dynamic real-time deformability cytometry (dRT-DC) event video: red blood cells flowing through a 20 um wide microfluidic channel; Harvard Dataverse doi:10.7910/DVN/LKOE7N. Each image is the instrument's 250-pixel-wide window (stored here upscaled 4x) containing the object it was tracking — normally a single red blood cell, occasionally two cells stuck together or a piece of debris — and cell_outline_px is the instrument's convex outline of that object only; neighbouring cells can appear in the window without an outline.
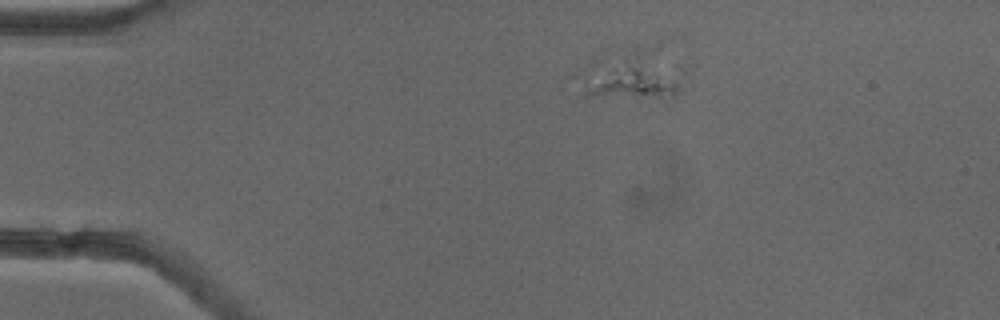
{"species": "common noctule bat (a hibernating species)", "species_latin": "Nyctalus noctula", "temperature_condition": "cold", "stored_images_in_passage": 45, "camera_frame_rate_fps": 3000, "um_per_image_px": 0.085, "animal": {"sex": "female"}, "frame": {"image": 1, "passage_image": 1, "time_ms": 0.0, "image_size_px": [1000, 320], "cell_outline_px": [[684, 88], [672, 100], [588, 96], [580, 80], [580, 76], [656, 40], [660, 40]], "centroid_in_image_um": [54.04, 6.46], "position_along_channel_um": 31.0, "area_um2": 28.61}}
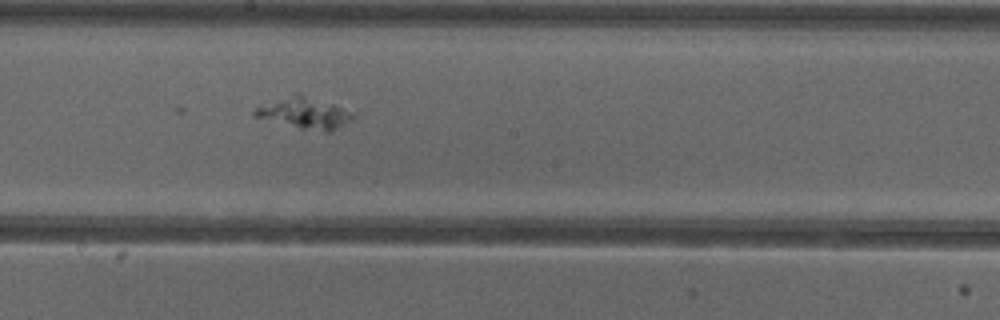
{"frame": {"image": 2, "passage_image": 21, "time_ms": 6.667, "image_size_px": [1000, 320], "cell_outline_px": [[356, 116], [352, 120], [328, 132], [300, 128], [252, 116], [252, 112], [256, 108], [296, 92], [300, 92], [356, 112]], "centroid_in_image_um": [25.94, 9.59], "position_along_channel_um": 222.3, "area_um2": 17.86}}
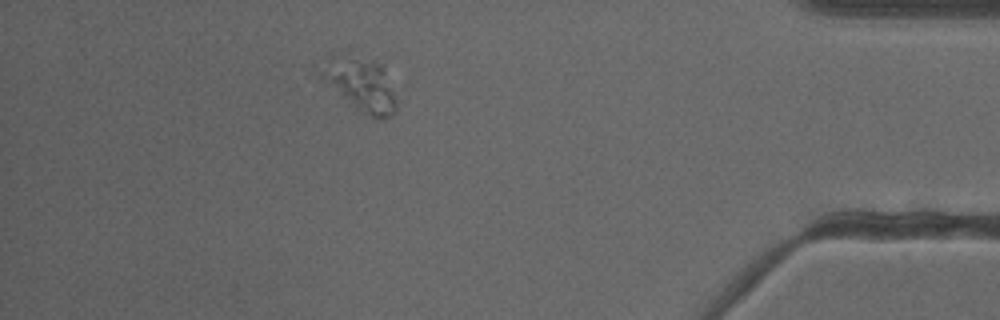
{"frame": {"image": 3, "passage_image": 39, "time_ms": 12.667, "image_size_px": [1000, 320], "cell_outline_px": [[396, 112], [392, 116], [380, 120], [356, 108], [320, 76], [328, 52], [348, 48], [376, 60], [380, 64], [396, 100]], "centroid_in_image_um": [30.61, 7.0], "position_along_channel_um": 404.6, "area_um2": 24.1}}